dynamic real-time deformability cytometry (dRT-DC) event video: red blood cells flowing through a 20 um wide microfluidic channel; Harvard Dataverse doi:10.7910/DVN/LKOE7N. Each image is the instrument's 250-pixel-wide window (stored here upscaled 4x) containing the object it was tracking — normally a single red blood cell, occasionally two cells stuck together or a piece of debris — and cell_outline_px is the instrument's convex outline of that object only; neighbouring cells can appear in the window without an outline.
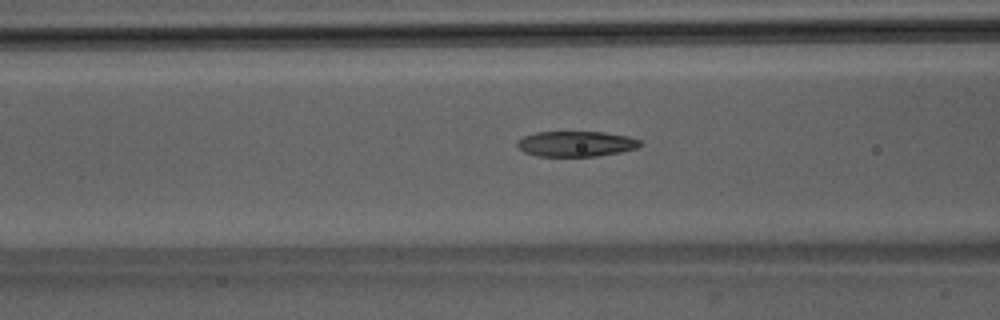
{"species": "Egyptian fruit bat (a non-hibernating species)", "species_latin": "Rousettus aegyptiacus", "temperature_condition": "room temperature", "stored_images_in_passage": 39, "camera_frame_rate_fps": 3000, "um_per_image_px": 0.085, "animal": {"sex": "male"}, "frame": {"image": 1, "passage_image": 15, "time_ms": 4.667, "image_size_px": [1000, 320], "cell_outline_px": [[644, 144], [636, 148], [620, 152], [596, 156], [540, 156], [524, 152], [516, 144], [516, 140], [524, 136], [536, 132], [604, 132], [628, 136], [640, 140]], "centroid_in_image_um": [48.97, 12.22], "position_along_channel_um": 117.6, "area_um2": 18.21}}
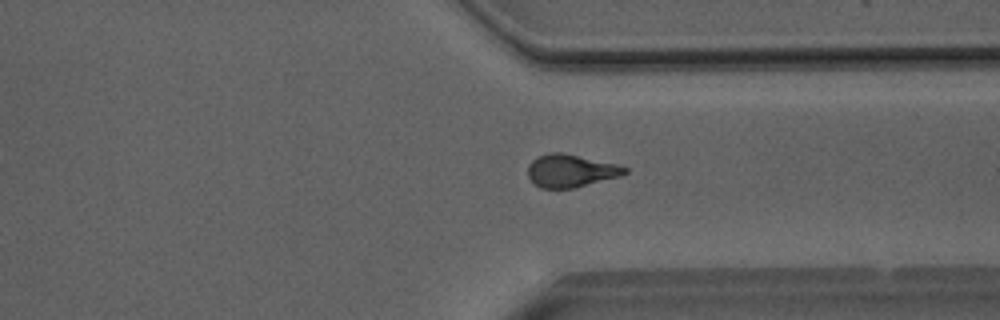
{"frame": {"image": 2, "passage_image": 33, "time_ms": 10.667, "image_size_px": [1000, 320], "cell_outline_px": [[628, 172], [620, 176], [576, 188], [540, 188], [532, 184], [528, 176], [528, 164], [536, 156], [548, 152], [564, 152], [616, 164], [628, 168]], "centroid_in_image_um": [48.47, 14.51], "position_along_channel_um": 362.9, "area_um2": 18.84}}
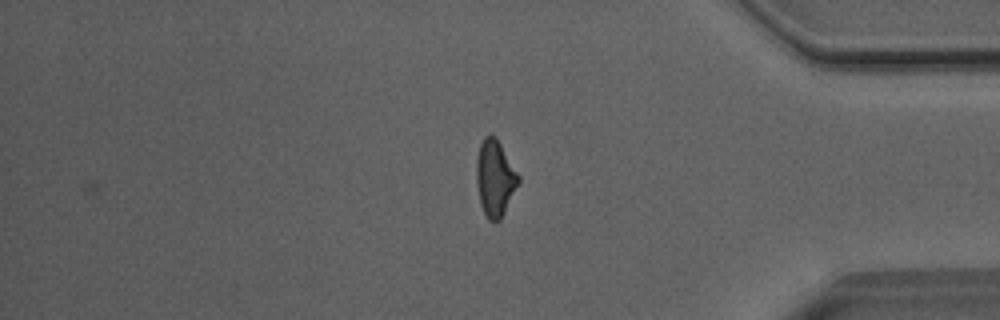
{"frame": {"image": 3, "passage_image": 37, "time_ms": 12.0, "image_size_px": [1000, 320], "cell_outline_px": [[520, 180], [500, 220], [488, 220], [480, 204], [476, 180], [476, 160], [480, 144], [484, 136], [496, 136], [520, 176]], "centroid_in_image_um": [42.06, 15.12], "position_along_channel_um": 393.1, "area_um2": 18.5}, "authors_computed_cell_mechanics": {"area_um2": 18.8428, "velocity_mm_per_s": 4.0961, "shape_relaxation_time_tau1_ms": 6.3294, "shape_relaxation_time_tau2_ms": 1.8769, "deformation_change_tau1": 0.2216, "deformation_change_tau2": 0.0892}}